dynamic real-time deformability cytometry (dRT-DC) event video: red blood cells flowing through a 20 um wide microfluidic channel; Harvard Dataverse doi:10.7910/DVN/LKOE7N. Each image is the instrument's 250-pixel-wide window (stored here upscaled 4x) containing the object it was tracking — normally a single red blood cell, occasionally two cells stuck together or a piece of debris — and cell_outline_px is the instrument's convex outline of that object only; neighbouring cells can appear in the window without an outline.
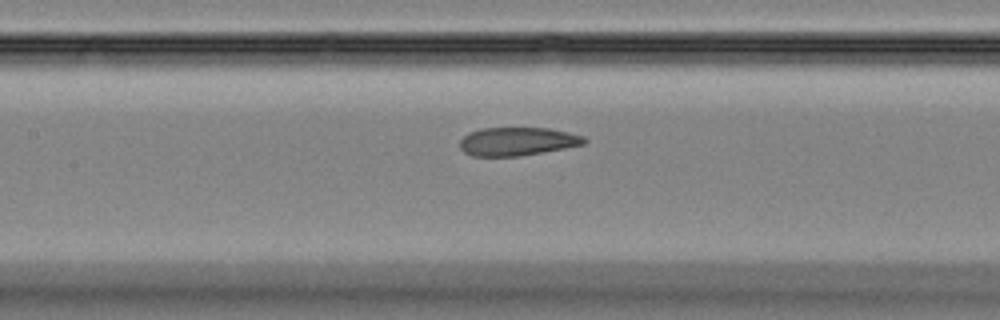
{"species": "Egyptian fruit bat (a non-hibernating species)", "species_latin": "Rousettus aegyptiacus", "temperature_condition": "room temperature", "stored_images_in_passage": 49, "camera_frame_rate_fps": 3000, "um_per_image_px": 0.085, "animal": {"sex": "female"}, "frame": {"image": 1, "passage_image": 22, "time_ms": 7.0, "image_size_px": [1000, 320], "cell_outline_px": [[588, 140], [584, 144], [564, 148], [520, 156], [472, 156], [464, 152], [460, 148], [460, 140], [468, 132], [480, 128], [548, 128], [568, 132], [584, 136]], "centroid_in_image_um": [43.96, 12.02], "position_along_channel_um": 163.4, "area_um2": 20.58}}
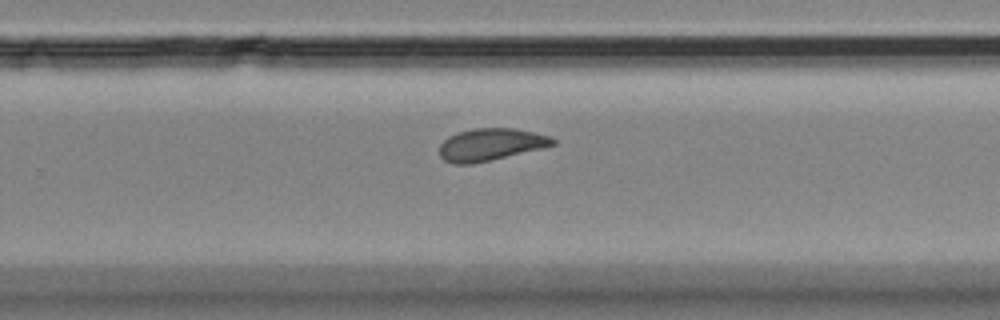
{"frame": {"image": 2, "passage_image": 31, "time_ms": 10.0, "image_size_px": [1000, 320], "cell_outline_px": [[556, 144], [492, 160], [472, 164], [452, 164], [444, 160], [440, 156], [440, 144], [448, 136], [472, 128], [512, 128], [552, 136], [556, 140]], "centroid_in_image_um": [41.69, 12.29], "position_along_channel_um": 288.1, "area_um2": 21.21}}
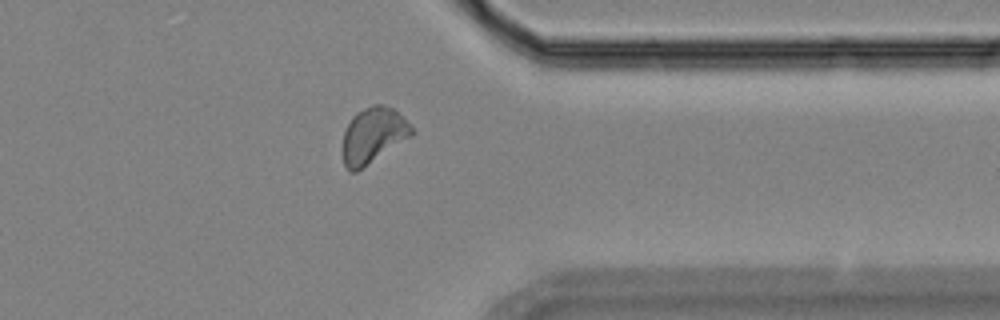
{"frame": {"image": 3, "passage_image": 38, "time_ms": 12.333, "image_size_px": [1000, 320], "cell_outline_px": [[416, 132], [412, 136], [356, 172], [348, 172], [344, 164], [340, 152], [340, 148], [344, 132], [352, 116], [356, 112], [372, 104], [380, 104], [392, 108]], "centroid_in_image_um": [31.65, 11.54], "position_along_channel_um": 379.8, "area_um2": 22.54}}